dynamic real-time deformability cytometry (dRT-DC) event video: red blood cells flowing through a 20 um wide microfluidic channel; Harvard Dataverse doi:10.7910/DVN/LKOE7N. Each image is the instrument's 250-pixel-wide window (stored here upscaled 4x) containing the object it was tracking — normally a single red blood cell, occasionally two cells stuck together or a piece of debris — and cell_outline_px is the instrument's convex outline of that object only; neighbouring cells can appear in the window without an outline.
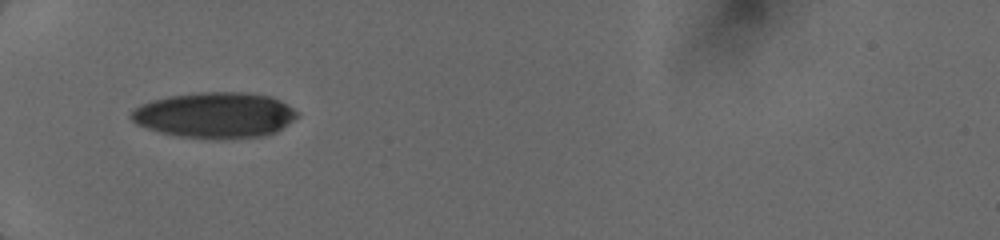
{"species": "human", "species_latin": "Homo sapiens", "temperature_condition": "cold", "stored_images_in_passage": 37, "camera_frame_rate_fps": 3000, "um_per_image_px": 0.085, "donor": {"sex": "female"}, "frame": {"image": 1, "passage_image": 1, "time_ms": 0.0, "image_size_px": [1000, 240], "cell_outline_px": [[300, 116], [276, 132], [264, 136], [220, 140], [176, 136], [160, 132], [136, 124], [132, 120], [132, 112], [140, 104], [152, 100], [168, 96], [200, 92], [244, 92], [272, 96], [280, 100], [300, 112]], "centroid_in_image_um": [18.33, 9.79], "position_along_channel_um": 66.7, "area_um2": 44.68}}
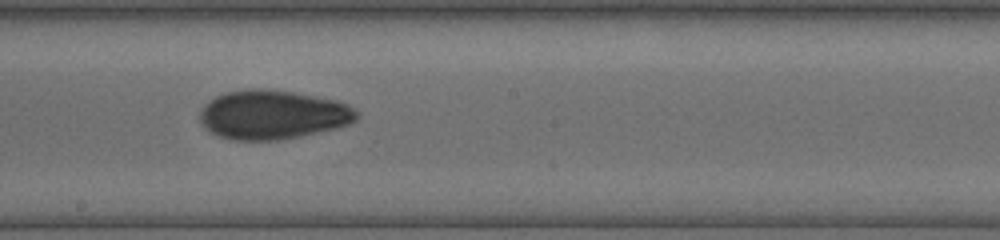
{"frame": {"image": 2, "passage_image": 21, "time_ms": 4.0, "image_size_px": [1000, 240], "cell_outline_px": [[360, 116], [352, 124], [336, 128], [300, 136], [280, 140], [232, 140], [208, 132], [200, 124], [200, 112], [204, 104], [208, 100], [224, 92], [248, 88], [260, 88], [292, 92], [336, 100], [348, 104], [360, 112]], "centroid_in_image_um": [23.18, 9.75], "position_along_channel_um": 225.0, "area_um2": 45.37}}
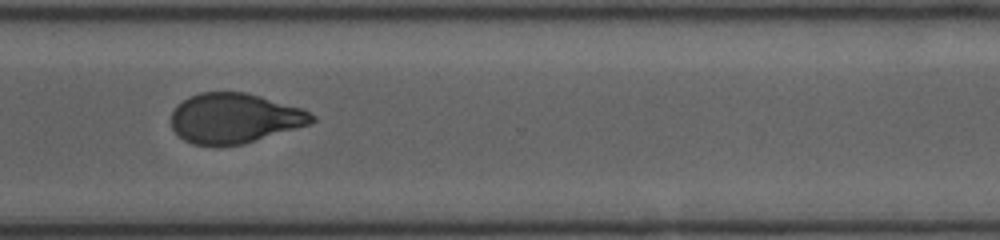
{"frame": {"image": 3, "passage_image": 36, "time_ms": 7.0, "image_size_px": [1000, 240], "cell_outline_px": [[316, 120], [308, 124], [244, 144], [220, 148], [192, 144], [184, 140], [172, 128], [172, 112], [176, 104], [188, 96], [200, 92], [244, 92], [260, 96], [304, 108], [316, 116]], "centroid_in_image_um": [19.91, 10.07], "position_along_channel_um": 350.7, "area_um2": 41.5}}